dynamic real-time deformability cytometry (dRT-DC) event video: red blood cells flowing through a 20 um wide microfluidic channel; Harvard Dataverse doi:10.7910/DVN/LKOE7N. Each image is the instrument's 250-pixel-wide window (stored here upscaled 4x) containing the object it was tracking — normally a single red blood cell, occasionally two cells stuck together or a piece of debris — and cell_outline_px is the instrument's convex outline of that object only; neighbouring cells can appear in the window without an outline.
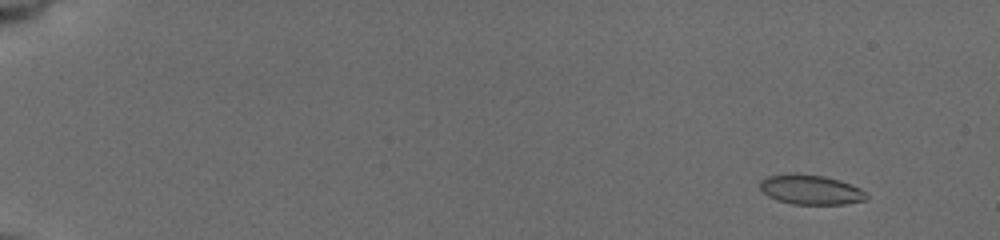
{"species": "common noctule bat (a hibernating species)", "species_latin": "Nyctalus noctula", "temperature_condition": "cold", "stored_images_in_passage": 58, "camera_frame_rate_fps": 3000, "um_per_image_px": 0.085, "animal": {"sex": "female", "body_mass_g": 19.5, "forearm_length_mm": 54.1}, "frame": {"image": 1, "passage_image": 6, "time_ms": 1.667, "image_size_px": [1000, 240], "cell_outline_px": [[868, 200], [844, 204], [792, 204], [776, 200], [768, 196], [760, 188], [760, 180], [768, 176], [788, 172], [796, 172], [824, 176], [840, 180], [860, 188], [868, 196]], "centroid_in_image_um": [68.89, 16.11], "position_along_channel_um": 16.1, "area_um2": 18.73}}
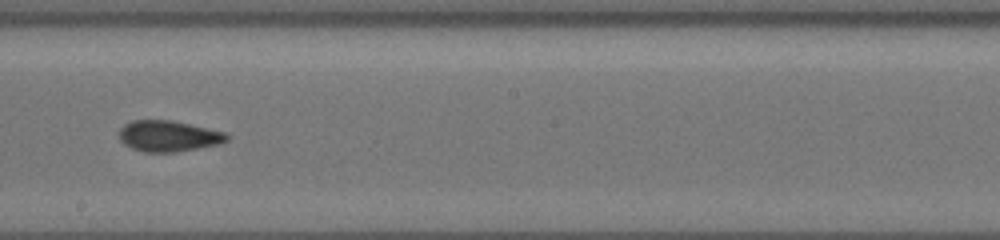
{"frame": {"image": 2, "passage_image": 36, "time_ms": 11.667, "image_size_px": [1000, 240], "cell_outline_px": [[228, 140], [220, 144], [176, 152], [144, 152], [132, 148], [124, 144], [120, 140], [120, 128], [124, 124], [132, 120], [172, 120], [228, 132]], "centroid_in_image_um": [14.35, 11.56], "position_along_channel_um": 233.9, "area_um2": 19.59}}
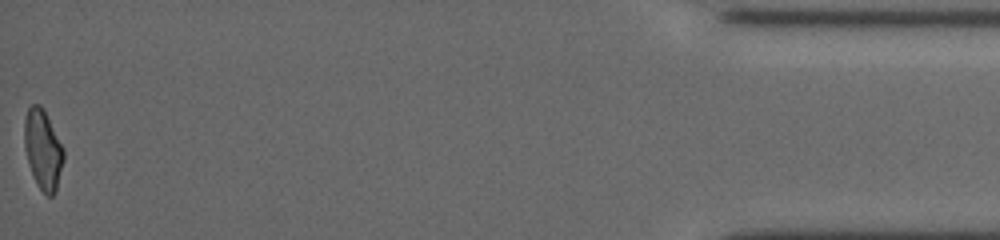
{"frame": {"image": 3, "passage_image": 58, "time_ms": 19.0, "image_size_px": [1000, 240], "cell_outline_px": [[64, 160], [56, 192], [52, 196], [48, 196], [36, 184], [28, 164], [24, 148], [24, 120], [28, 108], [32, 104], [40, 104], [44, 108], [64, 148]], "centroid_in_image_um": [3.65, 12.7], "position_along_channel_um": 431.5, "area_um2": 18.55}, "authors_computed_cell_mechanics": {"area_um2": 19.0162, "velocity_mm_per_s": 3.764, "shape_relaxation_time_tau1_ms": null, "shape_relaxation_time_tau2_ms": 1.6595, "deformation_change_tau1": null, "deformation_change_tau2": 0.0791}}